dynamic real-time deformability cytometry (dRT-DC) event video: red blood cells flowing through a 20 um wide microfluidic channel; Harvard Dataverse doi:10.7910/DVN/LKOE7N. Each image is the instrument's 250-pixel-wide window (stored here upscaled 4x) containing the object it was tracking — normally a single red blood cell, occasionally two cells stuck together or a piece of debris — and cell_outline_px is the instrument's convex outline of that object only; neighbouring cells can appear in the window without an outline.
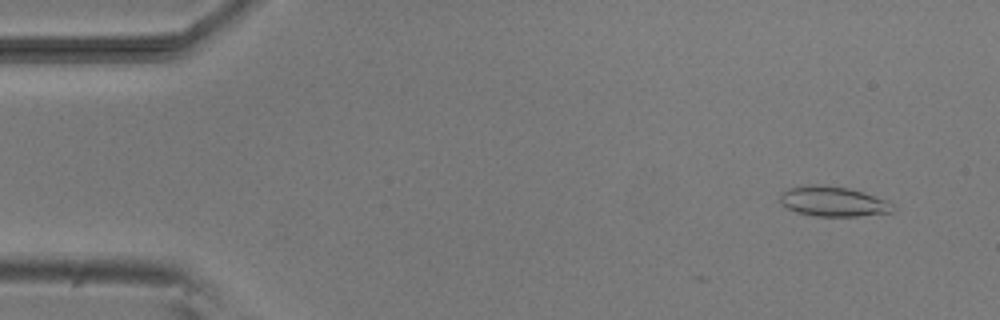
{"species": "common noctule bat (a hibernating species)", "species_latin": "Nyctalus noctula", "temperature_condition": "room temperature", "stored_images_in_passage": 5, "camera_frame_rate_fps": 3000, "um_per_image_px": 0.085, "animal": {"sex": "male", "body_mass_g": 20.5, "forearm_length_mm": 52.5}, "frame": {"image": 1, "passage_image": 1, "time_ms": 0.0, "image_size_px": [1000, 320], "cell_outline_px": [[896, 208], [892, 212], [856, 216], [816, 216], [796, 212], [780, 204], [780, 192], [788, 188], [812, 184], [816, 184], [848, 188], [864, 192], [888, 200]], "centroid_in_image_um": [70.81, 17.12], "position_along_channel_um": 14.2, "area_um2": 19.83}}
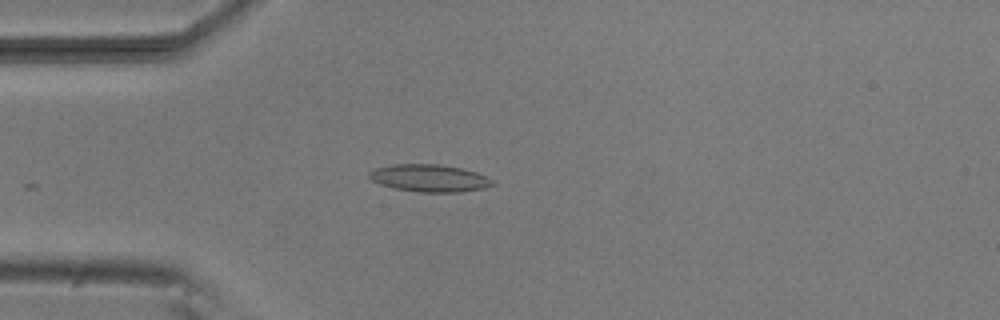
{"frame": {"image": 2, "passage_image": 4, "time_ms": 3.333, "image_size_px": [1000, 320], "cell_outline_px": [[496, 184], [484, 188], [460, 192], [420, 192], [396, 188], [380, 184], [372, 180], [368, 176], [368, 172], [376, 168], [392, 164], [440, 164], [460, 168], [476, 172], [492, 180]], "centroid_in_image_um": [36.49, 15.14], "position_along_channel_um": 48.5, "area_um2": 19.54}}